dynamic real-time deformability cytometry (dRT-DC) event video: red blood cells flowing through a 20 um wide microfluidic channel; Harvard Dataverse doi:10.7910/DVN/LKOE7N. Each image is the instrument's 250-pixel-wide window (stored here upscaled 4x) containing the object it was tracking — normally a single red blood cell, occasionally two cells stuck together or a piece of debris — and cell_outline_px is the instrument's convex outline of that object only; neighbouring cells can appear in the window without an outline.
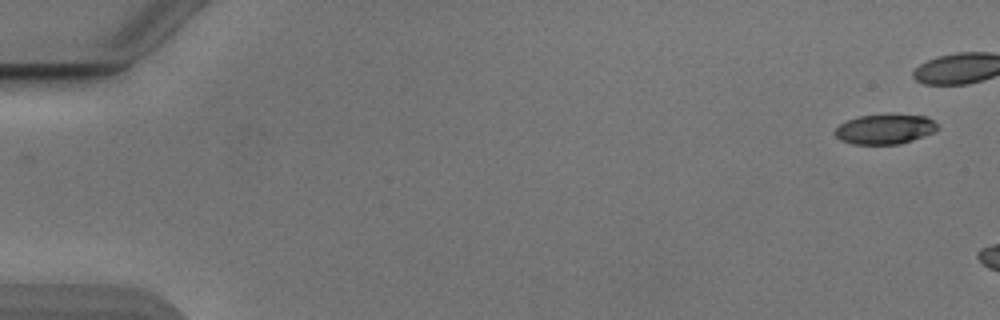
{"species": "Egyptian fruit bat (a non-hibernating species)", "species_latin": "Rousettus aegyptiacus", "temperature_condition": "cold", "stored_images_in_passage": 6, "camera_frame_rate_fps": 3000, "um_per_image_px": 0.085, "animal": {"sex": "male"}, "frame": {"image": 1, "passage_image": 1, "time_ms": 0.0, "image_size_px": [1000, 320], "cell_outline_px": [[940, 128], [932, 132], [912, 140], [900, 144], [852, 144], [840, 140], [832, 132], [840, 124], [856, 116], [928, 116]], "centroid_in_image_um": [75.17, 11.0], "position_along_channel_um": 9.8, "area_um2": 17.4}}